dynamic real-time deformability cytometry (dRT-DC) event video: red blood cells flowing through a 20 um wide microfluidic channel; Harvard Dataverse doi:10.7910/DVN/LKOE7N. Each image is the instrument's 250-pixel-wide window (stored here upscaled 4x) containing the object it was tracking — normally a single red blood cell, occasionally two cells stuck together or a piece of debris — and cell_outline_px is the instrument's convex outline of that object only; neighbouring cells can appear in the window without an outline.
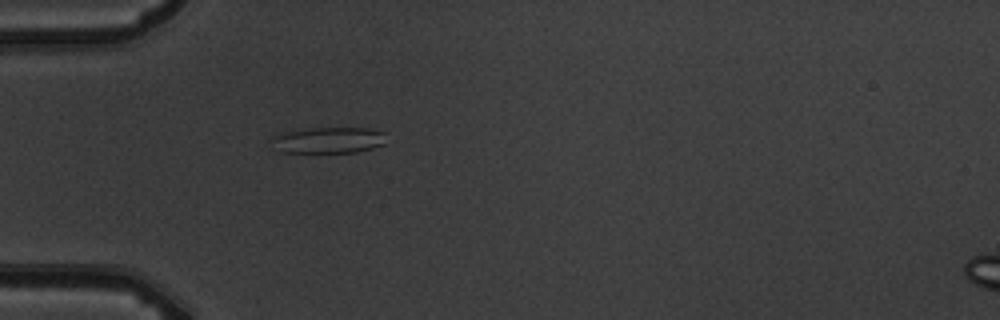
{"species": "common noctule bat (a hibernating species)", "species_latin": "Nyctalus noctula", "temperature_condition": "warm", "stored_images_in_passage": 6, "camera_frame_rate_fps": 3000, "um_per_image_px": 0.085, "animal": {"sex": "male", "body_mass_g": 19.5, "forearm_length_mm": 54.6}, "frame": {"image": 1, "passage_image": 6, "time_ms": 5.667, "image_size_px": [1000, 320], "cell_outline_px": [[384, 144], [372, 148], [356, 152], [284, 152], [268, 148], [272, 136], [288, 132], [312, 128], [368, 128], [384, 132]], "centroid_in_image_um": [27.85, 11.92], "position_along_channel_um": 57.1, "area_um2": 17.46}}